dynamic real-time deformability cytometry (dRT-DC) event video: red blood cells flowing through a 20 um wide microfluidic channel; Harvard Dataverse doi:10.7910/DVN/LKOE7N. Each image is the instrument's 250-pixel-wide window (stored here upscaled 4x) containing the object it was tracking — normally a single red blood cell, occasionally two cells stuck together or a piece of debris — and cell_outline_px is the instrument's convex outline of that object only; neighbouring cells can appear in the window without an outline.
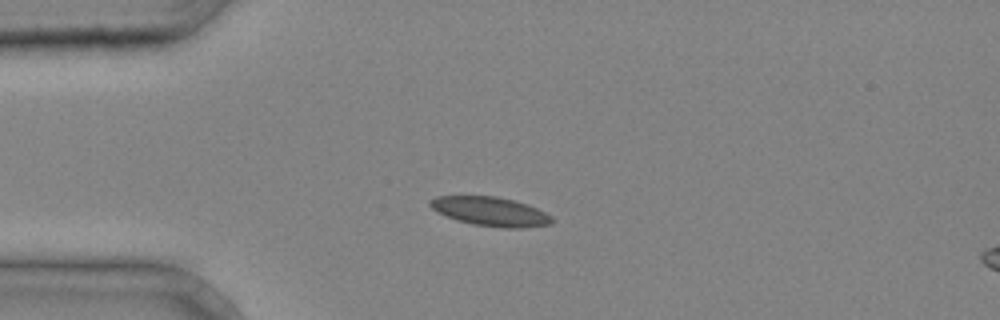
{"species": "common noctule bat (a hibernating species)", "species_latin": "Nyctalus noctula", "temperature_condition": "cold", "stored_images_in_passage": 40, "camera_frame_rate_fps": 3000, "um_per_image_px": 0.085, "animal": {"sex": "male", "body_mass_g": 20.4}, "frame": {"image": 1, "passage_image": 10, "time_ms": 3.0, "image_size_px": [1000, 320], "cell_outline_px": [[556, 220], [552, 224], [520, 228], [504, 228], [472, 224], [456, 220], [432, 208], [428, 204], [428, 200], [436, 196], [496, 196], [528, 204], [552, 216]], "centroid_in_image_um": [41.71, 17.98], "position_along_channel_um": 43.3, "area_um2": 20.63}}
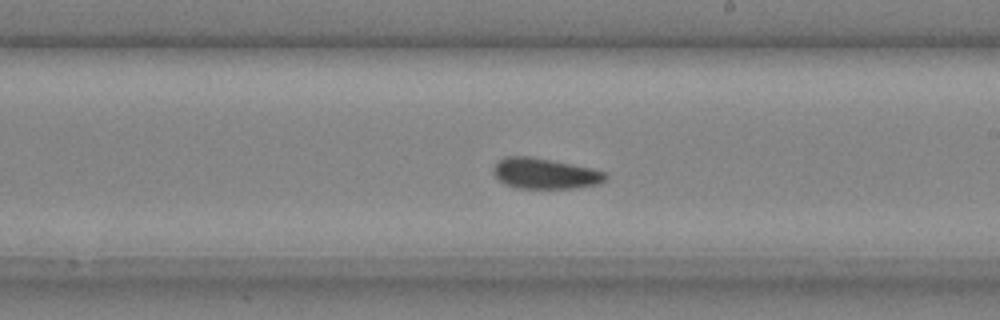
{"frame": {"image": 2, "passage_image": 24, "time_ms": 7.667, "image_size_px": [1000, 320], "cell_outline_px": [[608, 176], [604, 180], [596, 184], [576, 188], [516, 188], [504, 184], [492, 172], [492, 168], [496, 160], [504, 156], [532, 156], [592, 168], [604, 172]], "centroid_in_image_um": [46.25, 14.73], "position_along_channel_um": 242.7, "area_um2": 20.17}}
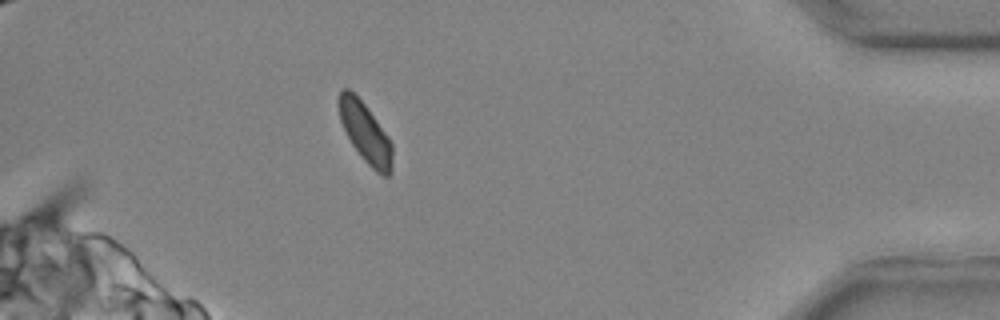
{"frame": {"image": 3, "passage_image": 37, "time_ms": 12.0, "image_size_px": [1000, 320], "cell_outline_px": [[392, 172], [388, 176], [384, 176], [376, 172], [364, 160], [352, 144], [340, 120], [340, 88], [348, 88], [364, 104], [388, 136], [392, 144]], "centroid_in_image_um": [31.09, 11.33], "position_along_channel_um": 404.1, "area_um2": 18.15}}